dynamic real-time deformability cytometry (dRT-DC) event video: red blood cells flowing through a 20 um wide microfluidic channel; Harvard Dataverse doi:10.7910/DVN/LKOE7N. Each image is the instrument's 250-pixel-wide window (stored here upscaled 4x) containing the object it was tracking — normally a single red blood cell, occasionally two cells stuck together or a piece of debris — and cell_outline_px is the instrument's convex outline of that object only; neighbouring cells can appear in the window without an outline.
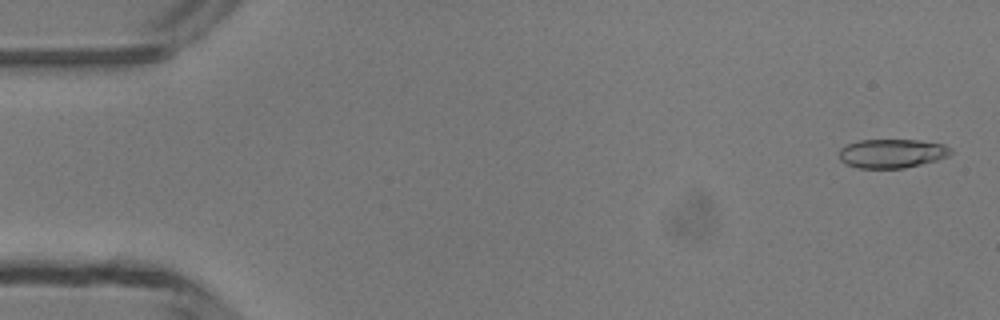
{"species": "common noctule bat (a hibernating species)", "species_latin": "Nyctalus noctula", "temperature_condition": "room temperature", "stored_images_in_passage": 15, "camera_frame_rate_fps": 3000, "um_per_image_px": 0.085, "animal": {"sex": "male", "body_mass_g": 13.3}, "frame": {"image": 1, "passage_image": 2, "time_ms": 0.333, "image_size_px": [1000, 320], "cell_outline_px": [[952, 152], [948, 156], [936, 160], [904, 168], [860, 168], [848, 164], [840, 160], [840, 148], [848, 144], [860, 140], [920, 140], [944, 144], [952, 148]], "centroid_in_image_um": [75.84, 13.03], "position_along_channel_um": 9.2, "area_um2": 18.73}}
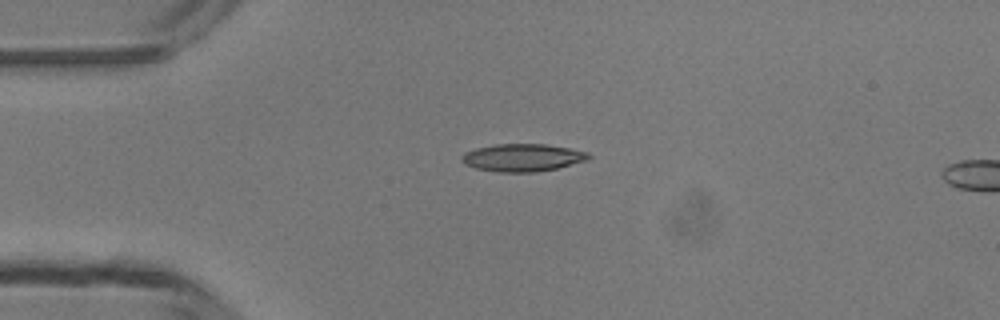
{"frame": {"image": 2, "passage_image": 12, "time_ms": 3.667, "image_size_px": [1000, 320], "cell_outline_px": [[592, 156], [588, 160], [556, 168], [536, 172], [496, 172], [476, 168], [464, 164], [460, 160], [460, 156], [464, 152], [476, 148], [496, 144], [544, 144], [568, 148], [588, 152]], "centroid_in_image_um": [44.39, 13.4], "position_along_channel_um": 40.6, "area_um2": 20.46}}